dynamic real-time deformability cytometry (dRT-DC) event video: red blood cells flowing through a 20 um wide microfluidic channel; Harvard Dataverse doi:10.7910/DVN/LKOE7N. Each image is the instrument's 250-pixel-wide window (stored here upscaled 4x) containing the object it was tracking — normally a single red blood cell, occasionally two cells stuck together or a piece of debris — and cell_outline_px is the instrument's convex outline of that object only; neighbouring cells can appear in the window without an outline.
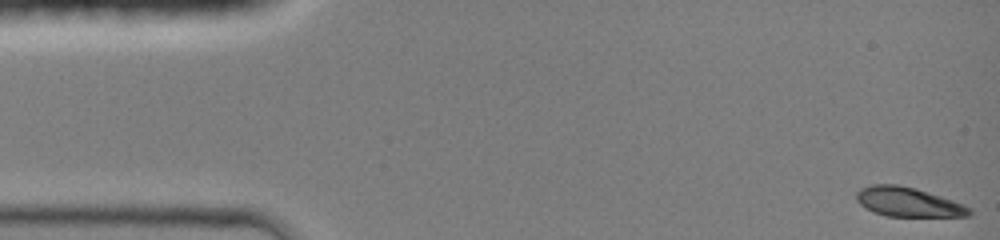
{"species": "common noctule bat (a hibernating species)", "species_latin": "Nyctalus noctula", "temperature_condition": "room temperature", "stored_images_in_passage": 6, "camera_frame_rate_fps": 3000, "um_per_image_px": 0.085, "animal": {"sex": "female", "body_mass_g": 19.0, "forearm_length_mm": 51.5}, "frame": {"image": 1, "passage_image": 1, "time_ms": 0.0, "image_size_px": [1000, 240], "cell_outline_px": [[972, 212], [968, 216], [888, 216], [872, 212], [864, 208], [856, 200], [856, 192], [860, 188], [872, 184], [896, 184], [916, 188], [964, 204], [972, 208]], "centroid_in_image_um": [77.16, 17.17], "position_along_channel_um": 7.8, "area_um2": 19.42}}
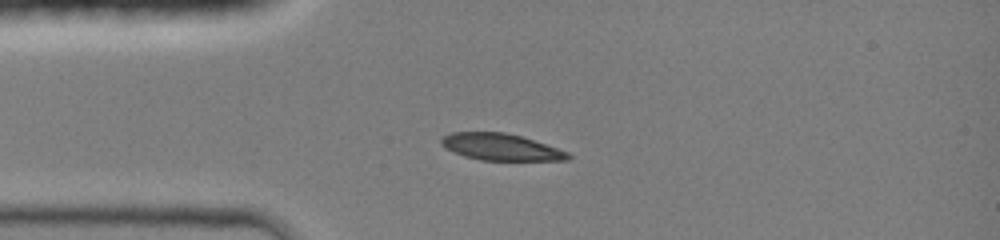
{"frame": {"image": 2, "passage_image": 5, "time_ms": 3.333, "image_size_px": [1000, 240], "cell_outline_px": [[572, 156], [568, 160], [480, 160], [464, 156], [440, 144], [440, 140], [444, 136], [452, 132], [504, 132], [520, 136], [568, 152]], "centroid_in_image_um": [42.56, 12.5], "position_along_channel_um": 42.4, "area_um2": 19.36}}